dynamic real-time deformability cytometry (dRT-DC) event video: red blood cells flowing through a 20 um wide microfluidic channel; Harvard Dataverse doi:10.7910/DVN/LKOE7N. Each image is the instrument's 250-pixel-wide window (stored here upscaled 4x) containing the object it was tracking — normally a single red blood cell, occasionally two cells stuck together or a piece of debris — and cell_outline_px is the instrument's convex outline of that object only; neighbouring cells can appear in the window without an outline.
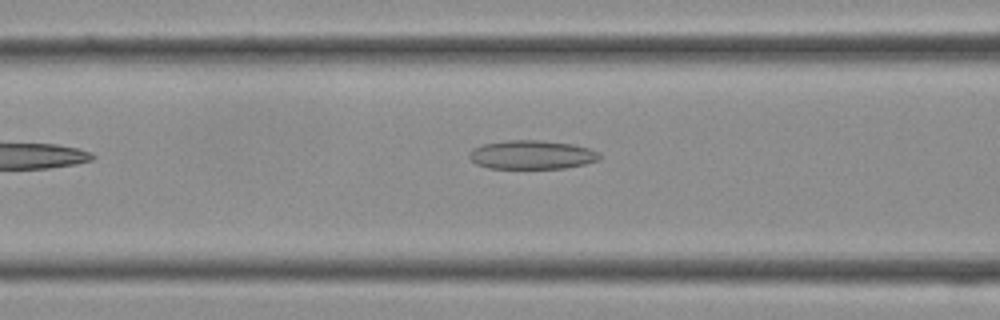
{"species": "Egyptian fruit bat (a non-hibernating species)", "species_latin": "Rousettus aegyptiacus", "temperature_condition": "cold", "stored_images_in_passage": 4, "camera_frame_rate_fps": 3000, "um_per_image_px": 0.085, "frame": {"image": 1, "passage_image": 4, "time_ms": 1.0, "image_size_px": [1000, 320], "cell_outline_px": [[600, 160], [584, 164], [564, 168], [488, 168], [476, 164], [468, 156], [468, 152], [472, 148], [480, 144], [508, 140], [540, 140], [572, 144], [588, 148], [600, 152]], "centroid_in_image_um": [45.18, 13.15], "position_along_channel_um": 121.4, "area_um2": 22.02}}